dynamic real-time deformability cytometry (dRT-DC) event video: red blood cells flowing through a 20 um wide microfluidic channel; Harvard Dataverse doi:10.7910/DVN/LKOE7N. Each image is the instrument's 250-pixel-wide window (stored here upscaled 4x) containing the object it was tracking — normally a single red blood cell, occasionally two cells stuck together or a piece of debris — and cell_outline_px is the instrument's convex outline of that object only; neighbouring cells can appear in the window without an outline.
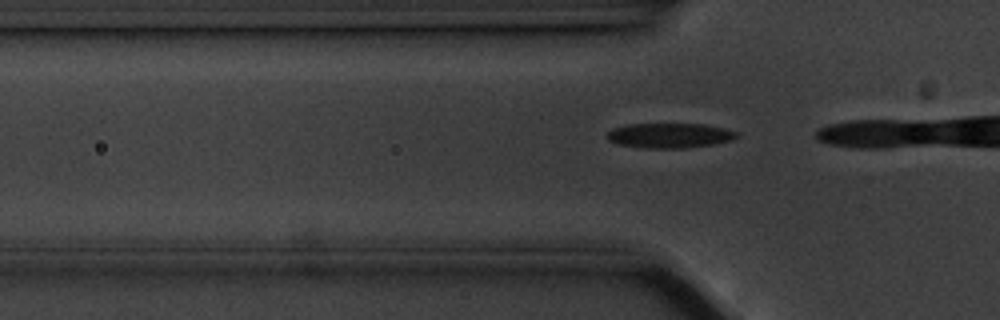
{"species": "common noctule bat (a hibernating species)", "species_latin": "Nyctalus noctula", "temperature_condition": "cold", "stored_images_in_passage": 5, "camera_frame_rate_fps": 3000, "um_per_image_px": 0.085, "animal": {"sex": "male", "body_mass_g": 20.1, "forearm_length_mm": 53.5}, "frame": {"image": 1, "passage_image": 2, "time_ms": 0.333, "image_size_px": [1000, 320], "cell_outline_px": [[740, 136], [732, 140], [712, 144], [684, 148], [644, 148], [616, 144], [608, 140], [604, 136], [612, 128], [628, 124], [704, 124], [724, 128], [740, 132]], "centroid_in_image_um": [56.91, 11.51], "position_along_channel_um": 68.9, "area_um2": 19.02}}